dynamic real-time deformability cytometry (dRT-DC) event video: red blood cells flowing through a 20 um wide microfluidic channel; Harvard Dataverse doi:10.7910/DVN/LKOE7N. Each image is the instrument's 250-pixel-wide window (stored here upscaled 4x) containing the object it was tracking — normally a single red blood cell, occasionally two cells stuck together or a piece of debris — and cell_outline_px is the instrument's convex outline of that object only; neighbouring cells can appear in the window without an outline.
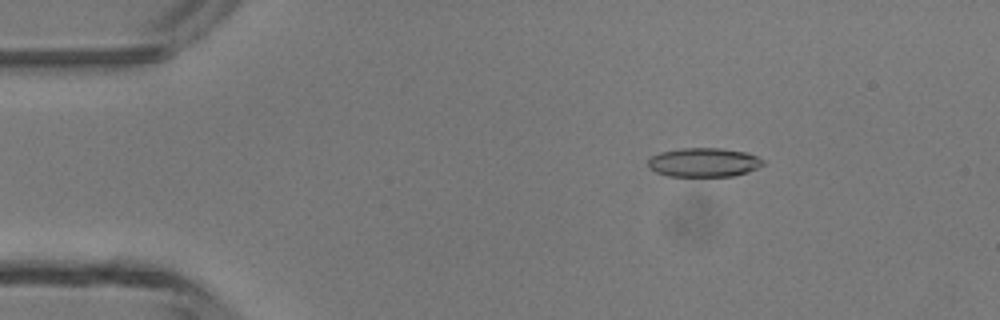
{"species": "common noctule bat (a hibernating species)", "species_latin": "Nyctalus noctula", "temperature_condition": "room temperature", "stored_images_in_passage": 47, "camera_frame_rate_fps": 3000, "um_per_image_px": 0.085, "animal": {"sex": "male", "body_mass_g": 13.3}, "frame": {"image": 1, "passage_image": 8, "time_ms": 2.333, "image_size_px": [1000, 320], "cell_outline_px": [[764, 164], [748, 172], [732, 176], [668, 176], [656, 172], [648, 168], [648, 160], [652, 156], [660, 152], [680, 148], [720, 148], [748, 152], [764, 160]], "centroid_in_image_um": [59.82, 13.8], "position_along_channel_um": 25.2, "area_um2": 19.54}}
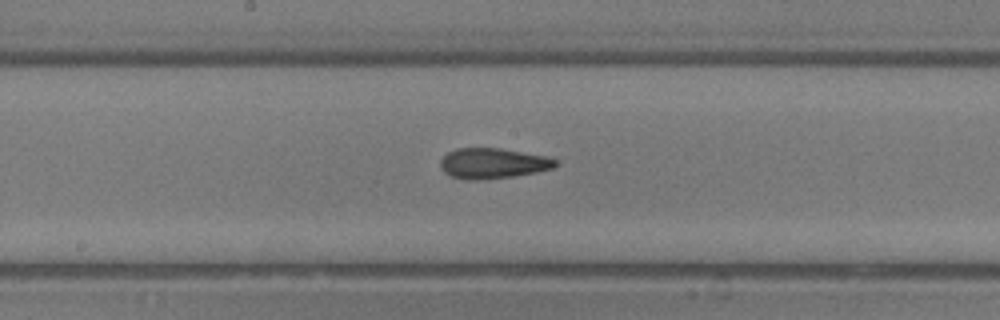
{"frame": {"image": 2, "passage_image": 25, "time_ms": 8.0, "image_size_px": [1000, 320], "cell_outline_px": [[556, 164], [552, 168], [536, 172], [512, 176], [480, 180], [464, 180], [452, 176], [444, 172], [440, 168], [440, 160], [448, 152], [456, 148], [500, 148], [548, 156], [556, 160]], "centroid_in_image_um": [41.86, 13.88], "position_along_channel_um": 206.3, "area_um2": 20.4}}
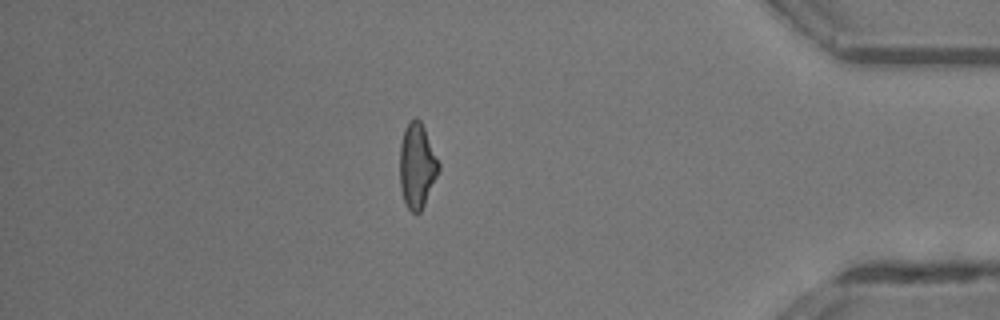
{"frame": {"image": 3, "passage_image": 41, "time_ms": 13.333, "image_size_px": [1000, 320], "cell_outline_px": [[440, 168], [424, 204], [420, 212], [412, 212], [404, 204], [400, 188], [400, 144], [404, 128], [416, 116], [420, 120], [424, 128], [440, 164]], "centroid_in_image_um": [35.43, 14.09], "position_along_channel_um": 399.8, "area_um2": 19.07}, "authors_computed_cell_mechanics": {"area_um2": 19.8254, "velocity_mm_per_s": 4.3835, "shape_relaxation_time_tau1_ms": null, "shape_relaxation_time_tau2_ms": 2.9217, "deformation_change_tau1": null, "deformation_change_tau2": 0.1227}}